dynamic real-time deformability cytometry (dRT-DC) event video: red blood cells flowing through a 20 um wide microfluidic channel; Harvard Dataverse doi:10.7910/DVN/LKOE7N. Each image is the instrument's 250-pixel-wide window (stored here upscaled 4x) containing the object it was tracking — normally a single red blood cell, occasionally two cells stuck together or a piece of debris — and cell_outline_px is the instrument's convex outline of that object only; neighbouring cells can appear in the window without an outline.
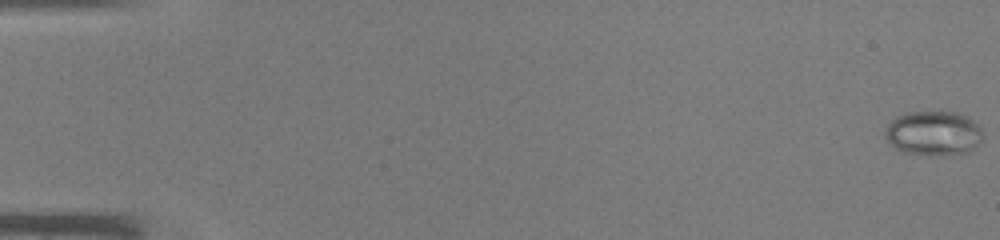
{"species": "common noctule bat (a hibernating species)", "species_latin": "Nyctalus noctula", "temperature_condition": "warm", "stored_images_in_passage": 41, "camera_frame_rate_fps": 3000, "um_per_image_px": 0.085, "animal": {"sex": "male", "body_mass_g": 19.0, "forearm_length_mm": 50.8}, "frame": {"image": 1, "passage_image": 1, "time_ms": 0.0, "image_size_px": [1000, 240], "cell_outline_px": [[984, 136], [980, 144], [976, 148], [968, 152], [904, 152], [896, 148], [884, 136], [884, 132], [888, 124], [896, 116], [904, 112], [956, 112], [968, 116], [980, 124]], "centroid_in_image_um": [79.4, 11.25], "position_along_channel_um": 5.6, "area_um2": 24.85}}
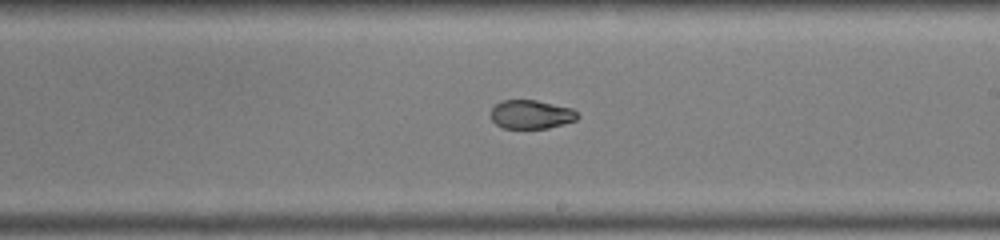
{"frame": {"image": 2, "passage_image": 28, "time_ms": 9.0, "image_size_px": [1000, 240], "cell_outline_px": [[580, 116], [576, 120], [564, 124], [548, 128], [504, 128], [496, 124], [492, 120], [492, 108], [500, 100], [536, 100], [572, 108]], "centroid_in_image_um": [45.17, 9.72], "position_along_channel_um": 243.8, "area_um2": 14.51}}
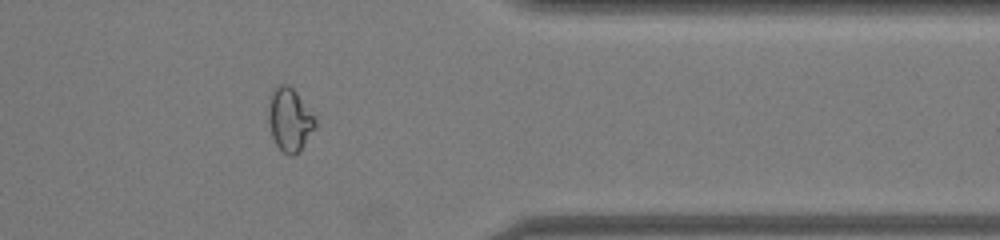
{"frame": {"image": 3, "passage_image": 38, "time_ms": 12.333, "image_size_px": [1000, 240], "cell_outline_px": [[316, 128], [300, 152], [292, 156], [288, 156], [276, 144], [272, 136], [268, 120], [268, 104], [272, 92], [280, 84], [288, 84], [296, 92], [316, 116]], "centroid_in_image_um": [24.65, 10.19], "position_along_channel_um": 386.7, "area_um2": 17.46}}